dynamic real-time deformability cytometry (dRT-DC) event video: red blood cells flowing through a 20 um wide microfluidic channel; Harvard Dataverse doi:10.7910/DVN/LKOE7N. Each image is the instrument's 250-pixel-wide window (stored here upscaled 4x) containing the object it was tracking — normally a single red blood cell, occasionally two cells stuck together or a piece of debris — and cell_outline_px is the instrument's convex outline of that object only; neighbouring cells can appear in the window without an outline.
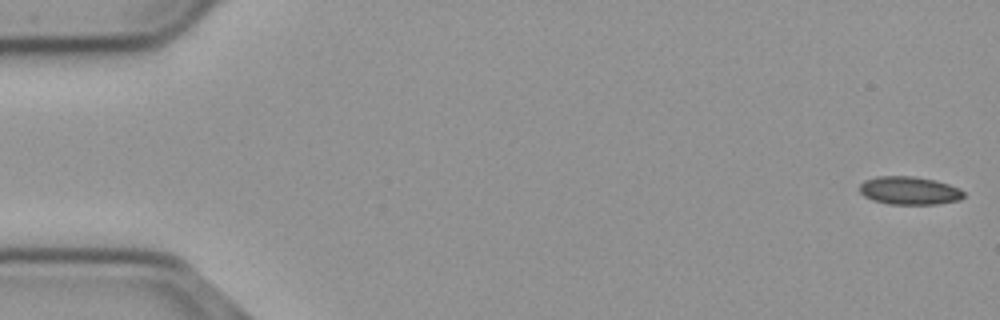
{"species": "common noctule bat (a hibernating species)", "species_latin": "Nyctalus noctula", "temperature_condition": "cold", "stored_images_in_passage": 11, "camera_frame_rate_fps": 3000, "um_per_image_px": 0.085, "animal": {"sex": "male", "body_mass_g": 23.1, "forearm_length_mm": 52.7}, "frame": {"image": 1, "passage_image": 1, "time_ms": 0.0, "image_size_px": [1000, 320], "cell_outline_px": [[964, 196], [960, 200], [936, 204], [888, 204], [872, 200], [864, 196], [860, 192], [860, 184], [864, 180], [876, 176], [916, 176], [936, 180], [960, 188], [964, 192]], "centroid_in_image_um": [77.29, 16.19], "position_along_channel_um": 7.7, "area_um2": 17.22}}